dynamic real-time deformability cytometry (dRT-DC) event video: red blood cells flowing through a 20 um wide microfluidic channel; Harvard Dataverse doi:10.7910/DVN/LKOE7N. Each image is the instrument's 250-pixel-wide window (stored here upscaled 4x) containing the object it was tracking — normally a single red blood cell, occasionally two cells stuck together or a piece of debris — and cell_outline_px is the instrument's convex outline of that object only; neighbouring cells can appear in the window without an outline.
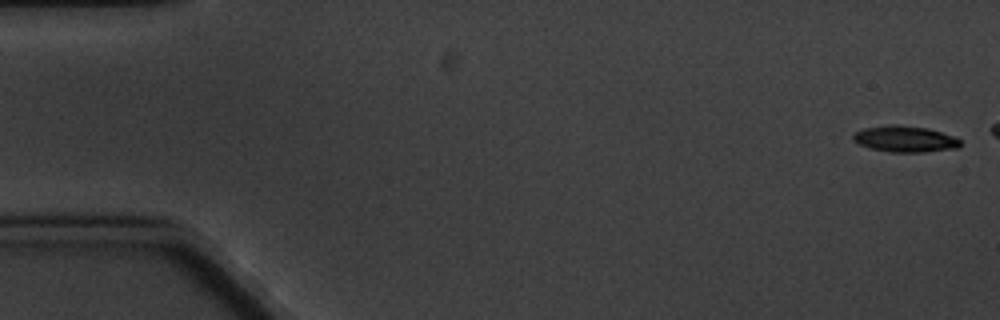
{"species": "common noctule bat (a hibernating species)", "species_latin": "Nyctalus noctula", "temperature_condition": "cold", "stored_images_in_passage": 6, "camera_frame_rate_fps": 3000, "um_per_image_px": 0.085, "animal": {"sex": "male", "body_mass_g": 20.1, "forearm_length_mm": 53.5}, "frame": {"image": 1, "passage_image": 1, "time_ms": 0.0, "image_size_px": [1000, 320], "cell_outline_px": [[960, 144], [956, 148], [924, 152], [892, 152], [868, 148], [852, 140], [852, 136], [856, 132], [864, 128], [928, 128], [952, 136], [960, 140]], "centroid_in_image_um": [76.93, 11.88], "position_along_channel_um": 8.1, "area_um2": 15.26}}
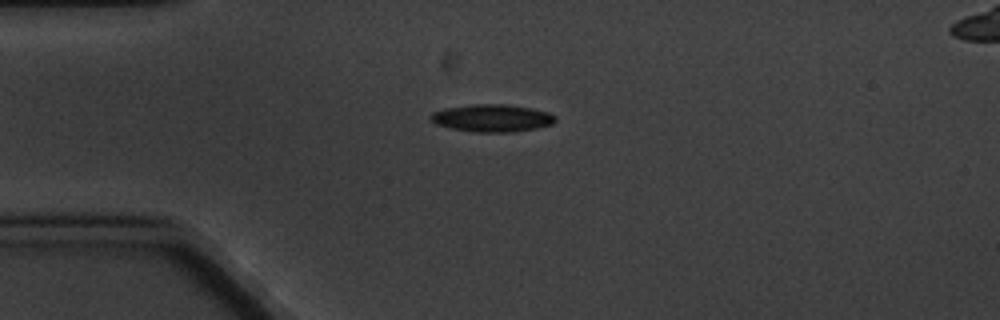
{"frame": {"image": 2, "passage_image": 6, "time_ms": 6.667, "image_size_px": [1000, 320], "cell_outline_px": [[556, 120], [552, 124], [536, 128], [512, 132], [476, 132], [452, 128], [436, 124], [428, 120], [428, 116], [432, 112], [448, 108], [472, 104], [508, 104], [532, 108], [548, 112], [556, 116]], "centroid_in_image_um": [41.82, 10.03], "position_along_channel_um": 43.2, "area_um2": 20.0}}